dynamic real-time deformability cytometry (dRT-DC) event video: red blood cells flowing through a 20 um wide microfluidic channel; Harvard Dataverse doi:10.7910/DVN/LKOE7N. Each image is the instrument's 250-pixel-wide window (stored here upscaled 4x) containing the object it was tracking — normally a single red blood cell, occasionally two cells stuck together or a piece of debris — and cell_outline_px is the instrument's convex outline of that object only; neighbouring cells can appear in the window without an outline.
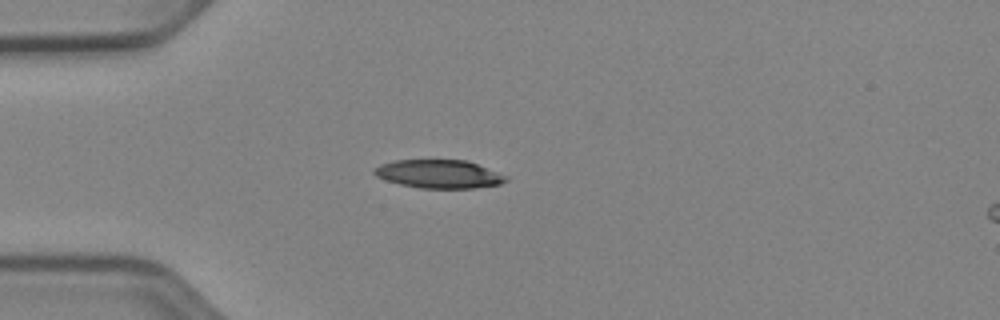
{"species": "Egyptian fruit bat (a non-hibernating species)", "species_latin": "Rousettus aegyptiacus", "temperature_condition": "cold", "stored_images_in_passage": 38, "camera_frame_rate_fps": 3000, "um_per_image_px": 0.085, "animal": {"sex": "female"}, "frame": {"image": 1, "passage_image": 1, "time_ms": 0.0, "image_size_px": [1000, 320], "cell_outline_px": [[508, 180], [500, 184], [476, 188], [420, 188], [400, 184], [384, 180], [376, 176], [372, 172], [372, 168], [380, 164], [396, 160], [468, 160], [508, 176]], "centroid_in_image_um": [37.3, 14.79], "position_along_channel_um": 47.7, "area_um2": 21.96}}
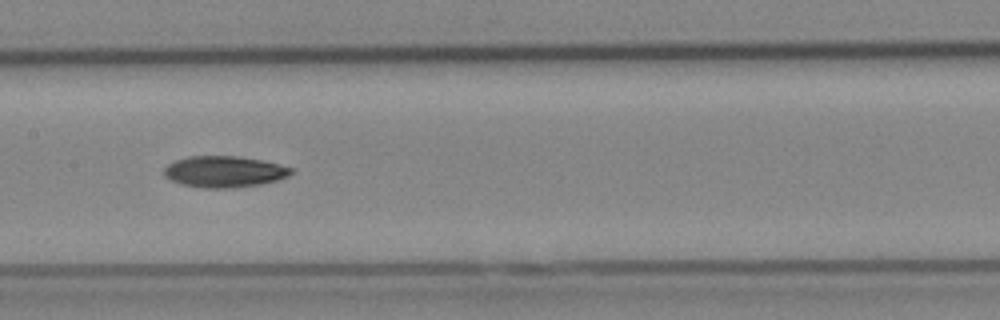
{"frame": {"image": 2, "passage_image": 13, "time_ms": 4.0, "image_size_px": [1000, 320], "cell_outline_px": [[292, 172], [288, 176], [276, 180], [260, 184], [236, 188], [204, 188], [180, 184], [164, 176], [164, 168], [168, 164], [176, 160], [188, 156], [236, 156], [264, 160], [280, 164], [292, 168]], "centroid_in_image_um": [19.06, 14.59], "position_along_channel_um": 188.3, "area_um2": 23.24}}
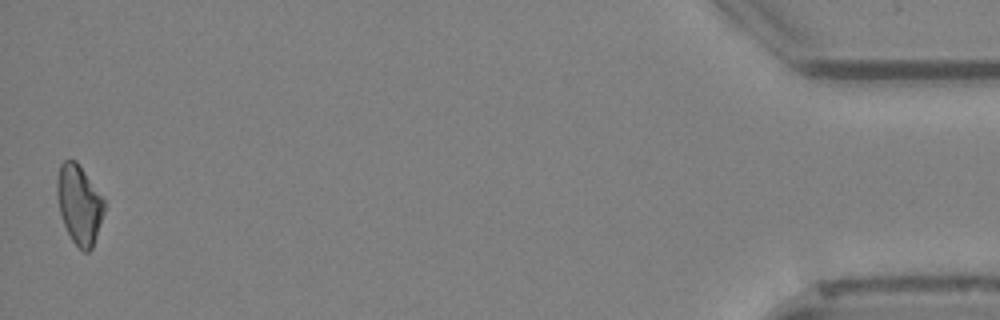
{"frame": {"image": 3, "passage_image": 38, "time_ms": 12.333, "image_size_px": [1000, 320], "cell_outline_px": [[104, 212], [92, 248], [88, 252], [84, 252], [72, 240], [64, 224], [60, 212], [56, 192], [56, 180], [60, 164], [64, 160], [76, 160], [104, 200]], "centroid_in_image_um": [6.71, 17.36], "position_along_channel_um": 428.5, "area_um2": 21.39}, "authors_computed_cell_mechanics": {"area_um2": 22.4842, "velocity_mm_per_s": 3.958, "shape_relaxation_time_tau1_ms": 7.2405, "shape_relaxation_time_tau2_ms": null, "deformation_change_tau1": 0.1539, "deformation_change_tau2": null}}